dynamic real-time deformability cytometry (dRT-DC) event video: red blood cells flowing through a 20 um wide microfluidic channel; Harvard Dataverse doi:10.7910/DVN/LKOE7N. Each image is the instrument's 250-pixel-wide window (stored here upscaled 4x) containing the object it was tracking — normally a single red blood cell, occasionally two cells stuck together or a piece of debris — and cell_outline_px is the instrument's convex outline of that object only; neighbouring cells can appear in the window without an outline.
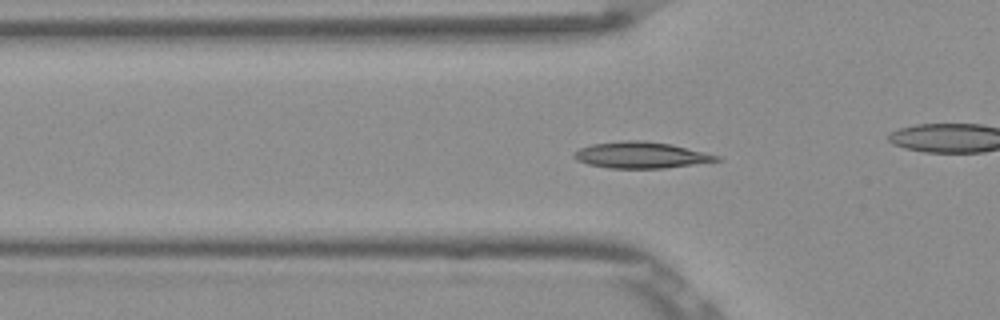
{"species": "Egyptian fruit bat (a non-hibernating species)", "species_latin": "Rousettus aegyptiacus", "temperature_condition": "room temperature", "stored_images_in_passage": 53, "camera_frame_rate_fps": 3000, "um_per_image_px": 0.085, "frame": {"image": 1, "passage_image": 17, "time_ms": 5.333, "image_size_px": [1000, 320], "cell_outline_px": [[724, 160], [664, 168], [608, 168], [588, 164], [576, 160], [572, 156], [572, 152], [580, 148], [592, 144], [624, 140], [644, 140], [672, 144], [720, 156]], "centroid_in_image_um": [54.47, 13.18], "position_along_channel_um": 71.3, "area_um2": 21.96}}
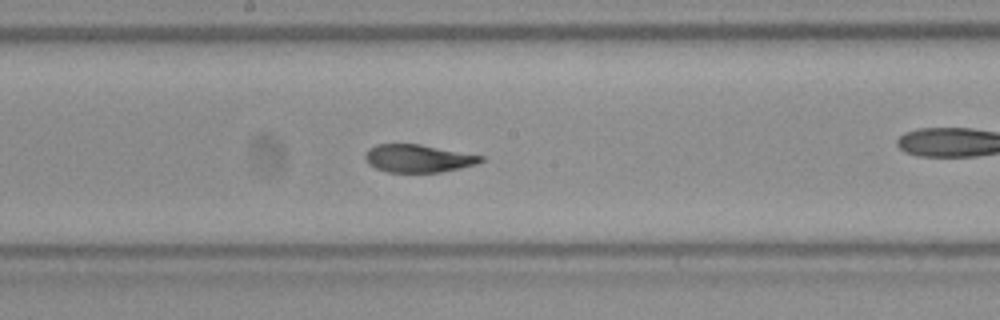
{"frame": {"image": 2, "passage_image": 28, "time_ms": 9.0, "image_size_px": [1000, 320], "cell_outline_px": [[484, 160], [476, 164], [460, 168], [440, 172], [388, 172], [376, 168], [368, 164], [364, 156], [364, 152], [368, 148], [376, 144], [420, 144], [484, 156]], "centroid_in_image_um": [35.51, 13.46], "position_along_channel_um": 212.7, "area_um2": 18.79}}
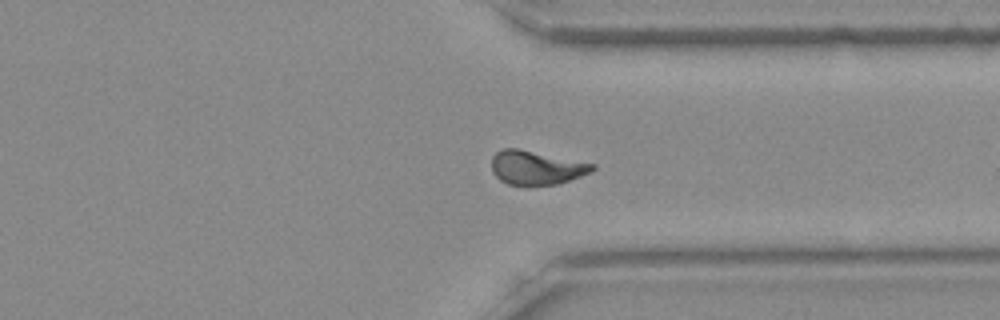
{"frame": {"image": 3, "passage_image": 40, "time_ms": 13.0, "image_size_px": [1000, 320], "cell_outline_px": [[596, 168], [580, 176], [556, 184], [508, 184], [500, 180], [492, 172], [492, 156], [496, 152], [504, 148], [520, 148], [596, 164]], "centroid_in_image_um": [45.56, 14.22], "position_along_channel_um": 365.8, "area_um2": 19.71}, "authors_computed_cell_mechanics": {"area_um2": 19.7676, "velocity_mm_per_s": 3.8342, "shape_relaxation_time_tau1_ms": 7.5094, "shape_relaxation_time_tau2_ms": 0.535, "deformation_change_tau1": 0.1908, "deformation_change_tau2": 0.0375}}